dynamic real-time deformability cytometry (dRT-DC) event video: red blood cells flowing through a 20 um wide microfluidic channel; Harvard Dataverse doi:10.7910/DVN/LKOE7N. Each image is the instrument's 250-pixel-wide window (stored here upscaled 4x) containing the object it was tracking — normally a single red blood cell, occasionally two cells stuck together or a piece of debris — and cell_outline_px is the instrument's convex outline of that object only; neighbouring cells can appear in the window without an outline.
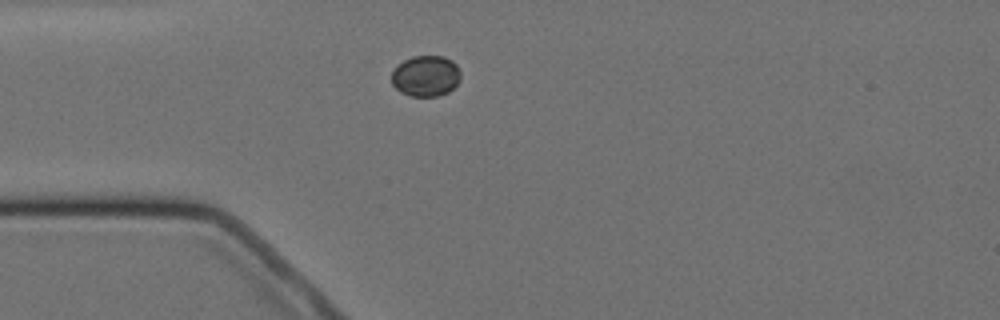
{"species": "Egyptian fruit bat (a non-hibernating species)", "species_latin": "Rousettus aegyptiacus", "temperature_condition": "cold", "stored_images_in_passage": 1, "camera_frame_rate_fps": 3000, "um_per_image_px": 0.085, "animal": {"sex": "female"}, "frame": {"image": 1, "passage_image": 1, "time_ms": 0.0, "image_size_px": [1000, 320], "cell_outline_px": [[460, 80], [448, 92], [436, 96], [408, 96], [400, 92], [392, 84], [392, 72], [404, 60], [412, 56], [444, 56], [452, 60], [456, 64], [460, 72]], "centroid_in_image_um": [36.2, 6.46], "position_along_channel_um": 48.8, "area_um2": 16.42}}